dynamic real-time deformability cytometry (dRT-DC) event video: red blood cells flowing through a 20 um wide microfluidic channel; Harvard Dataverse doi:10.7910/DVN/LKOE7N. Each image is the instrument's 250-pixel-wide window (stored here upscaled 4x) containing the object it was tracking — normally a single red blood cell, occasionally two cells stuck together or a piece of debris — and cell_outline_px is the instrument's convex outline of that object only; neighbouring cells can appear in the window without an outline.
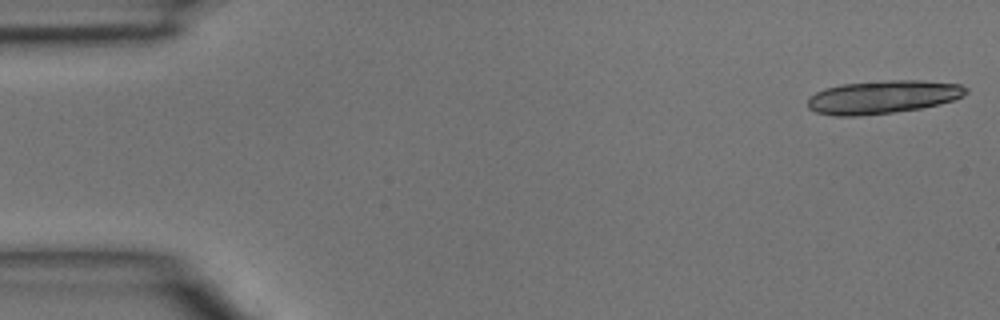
{"species": "common noctule bat (a hibernating species)", "species_latin": "Nyctalus noctula", "temperature_condition": "room temperature", "stored_images_in_passage": 8, "camera_frame_rate_fps": 3000, "um_per_image_px": 0.085, "animal": {"sex": "male", "body_mass_g": 15.6}, "frame": {"image": 1, "passage_image": 1, "time_ms": 0.0, "image_size_px": [1000, 320], "cell_outline_px": [[968, 92], [964, 96], [940, 104], [920, 108], [892, 112], [856, 116], [836, 116], [816, 112], [808, 108], [808, 100], [816, 92], [824, 88], [840, 84], [888, 80], [920, 80], [960, 84], [968, 88]], "centroid_in_image_um": [75.05, 8.24], "position_along_channel_um": 9.9, "area_um2": 30.58}}